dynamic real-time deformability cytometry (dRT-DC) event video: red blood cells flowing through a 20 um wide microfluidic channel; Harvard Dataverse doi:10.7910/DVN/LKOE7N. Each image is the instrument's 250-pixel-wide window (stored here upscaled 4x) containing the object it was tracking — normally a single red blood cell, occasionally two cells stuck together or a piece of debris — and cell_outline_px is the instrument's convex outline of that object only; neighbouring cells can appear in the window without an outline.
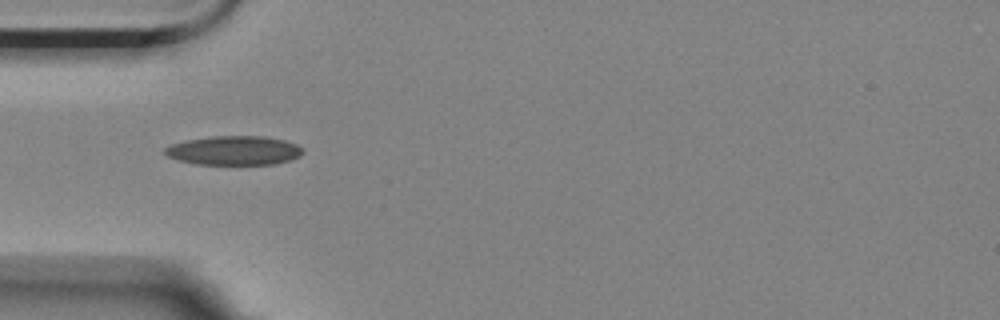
{"species": "Egyptian fruit bat (a non-hibernating species)", "species_latin": "Rousettus aegyptiacus", "temperature_condition": "room temperature", "stored_images_in_passage": 24, "camera_frame_rate_fps": 3000, "um_per_image_px": 0.085, "animal": {"sex": "female"}, "frame": {"image": 1, "passage_image": 1, "time_ms": 0.0, "image_size_px": [1000, 320], "cell_outline_px": [[304, 152], [300, 156], [292, 160], [276, 164], [196, 164], [180, 160], [168, 156], [164, 152], [164, 148], [172, 144], [188, 140], [212, 136], [264, 136], [284, 140], [296, 144], [304, 148]], "centroid_in_image_um": [19.96, 12.79], "position_along_channel_um": 65.0, "area_um2": 23.41}}
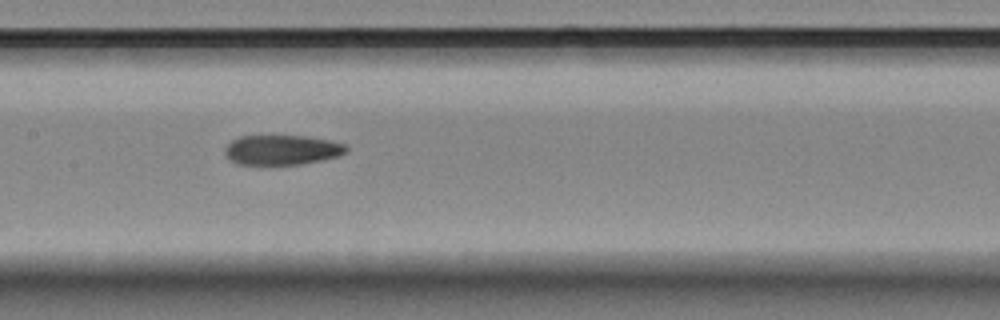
{"frame": {"image": 2, "passage_image": 11, "time_ms": 3.333, "image_size_px": [1000, 320], "cell_outline_px": [[348, 152], [340, 156], [300, 164], [236, 164], [228, 160], [224, 152], [224, 148], [232, 140], [240, 136], [304, 136], [328, 140], [344, 144], [348, 148]], "centroid_in_image_um": [23.94, 12.74], "position_along_channel_um": 183.5, "area_um2": 21.1}}
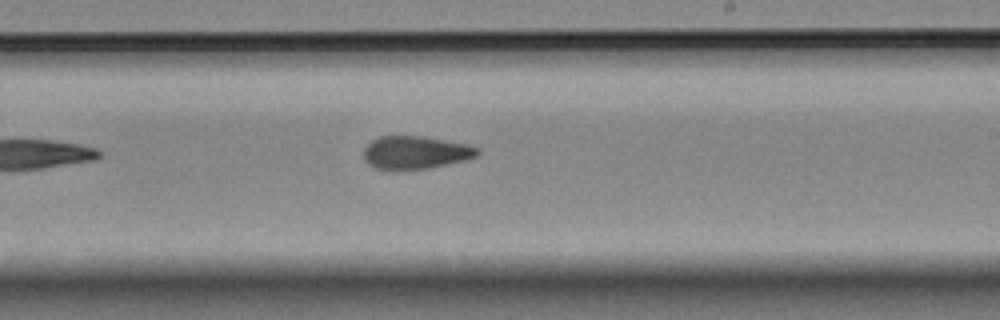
{"frame": {"image": 3, "passage_image": 17, "time_ms": 5.333, "image_size_px": [1000, 320], "cell_outline_px": [[480, 152], [476, 156], [468, 160], [428, 168], [396, 172], [372, 168], [364, 160], [364, 148], [372, 140], [380, 136], [420, 136], [468, 144], [480, 148]], "centroid_in_image_um": [35.29, 13.0], "position_along_channel_um": 253.7, "area_um2": 22.43}}